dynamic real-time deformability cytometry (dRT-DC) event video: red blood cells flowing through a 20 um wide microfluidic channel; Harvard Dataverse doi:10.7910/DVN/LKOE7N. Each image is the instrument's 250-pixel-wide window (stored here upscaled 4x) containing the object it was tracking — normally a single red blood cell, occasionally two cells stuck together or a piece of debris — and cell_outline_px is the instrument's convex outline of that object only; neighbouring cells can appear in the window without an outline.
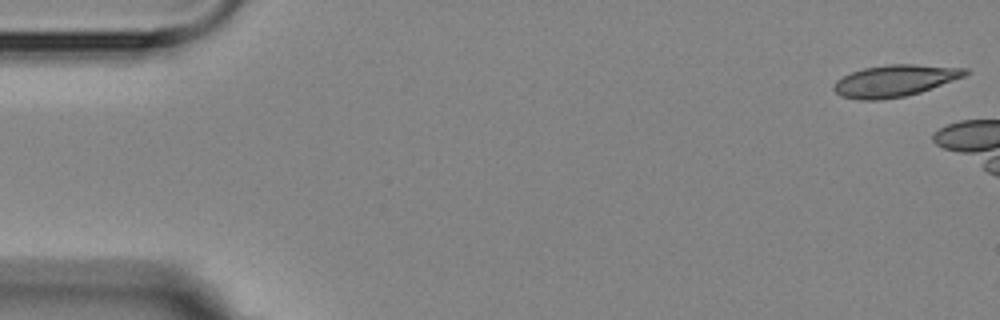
{"species": "Egyptian fruit bat (a non-hibernating species)", "species_latin": "Rousettus aegyptiacus", "temperature_condition": "room temperature", "stored_images_in_passage": 2, "camera_frame_rate_fps": 3000, "um_per_image_px": 0.085, "animal": {"sex": "female"}, "frame": {"image": 1, "passage_image": 1, "time_ms": 0.0, "image_size_px": [1000, 320], "cell_outline_px": [[972, 72], [964, 76], [920, 92], [904, 96], [880, 100], [860, 100], [840, 96], [832, 88], [832, 84], [836, 80], [852, 72], [864, 68], [888, 64], [916, 64], [968, 68]], "centroid_in_image_um": [76.05, 6.86], "position_along_channel_um": 9.0, "area_um2": 24.33}}